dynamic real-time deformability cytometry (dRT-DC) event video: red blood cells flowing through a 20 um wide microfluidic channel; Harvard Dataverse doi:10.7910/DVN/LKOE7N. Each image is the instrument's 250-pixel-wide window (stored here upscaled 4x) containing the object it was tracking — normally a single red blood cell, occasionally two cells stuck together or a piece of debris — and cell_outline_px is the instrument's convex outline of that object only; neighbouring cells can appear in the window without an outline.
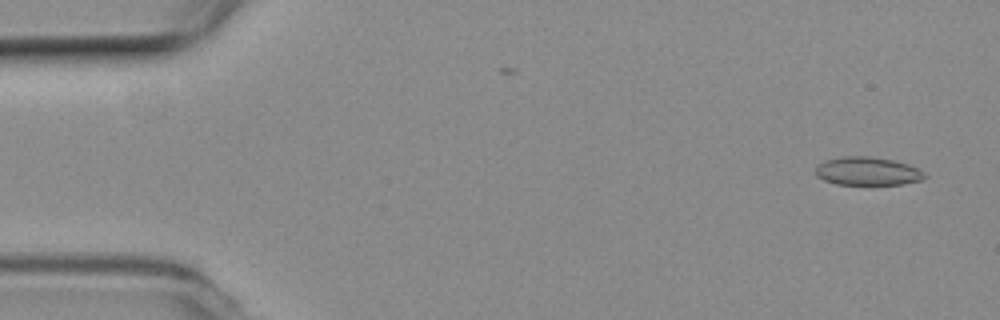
{"species": "common noctule bat (a hibernating species)", "species_latin": "Nyctalus noctula", "temperature_condition": "room temperature", "stored_images_in_passage": 53, "camera_frame_rate_fps": 3000, "um_per_image_px": 0.085, "animal": {"sex": "female", "body_mass_g": 19.3, "forearm_length_mm": 54.1}, "frame": {"image": 1, "passage_image": 2, "time_ms": 0.333, "image_size_px": [1000, 320], "cell_outline_px": [[928, 176], [924, 180], [904, 184], [836, 184], [824, 180], [816, 176], [816, 164], [824, 160], [840, 156], [872, 156], [892, 160], [908, 164], [924, 172]], "centroid_in_image_um": [73.73, 14.54], "position_along_channel_um": 11.3, "area_um2": 18.21}}
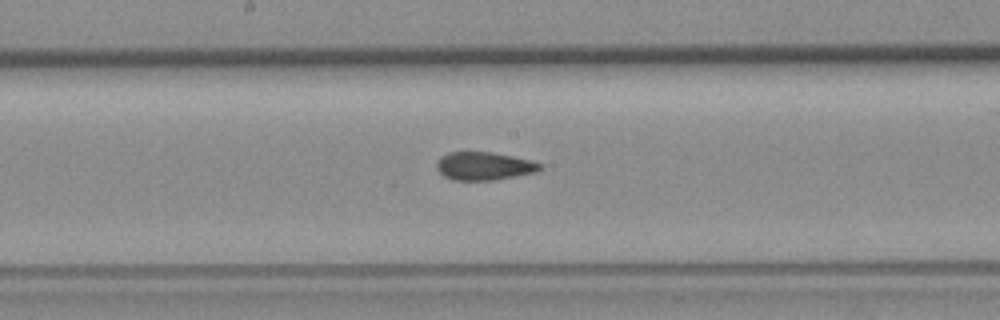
{"frame": {"image": 2, "passage_image": 27, "time_ms": 8.667, "image_size_px": [1000, 320], "cell_outline_px": [[544, 168], [536, 172], [496, 180], [452, 180], [444, 176], [436, 168], [436, 164], [440, 156], [448, 152], [492, 152], [532, 160], [544, 164]], "centroid_in_image_um": [41.18, 14.11], "position_along_channel_um": 207.0, "area_um2": 17.17}}
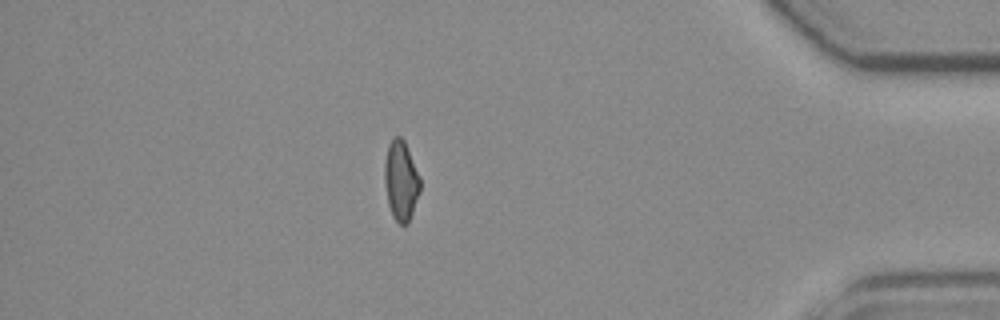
{"frame": {"image": 3, "passage_image": 46, "time_ms": 15.0, "image_size_px": [1000, 320], "cell_outline_px": [[420, 192], [408, 224], [400, 224], [392, 216], [388, 204], [384, 180], [384, 164], [388, 144], [396, 136], [400, 136], [404, 140], [420, 176]], "centroid_in_image_um": [34.08, 15.36], "position_along_channel_um": 401.1, "area_um2": 16.59}, "authors_computed_cell_mechanics": {"area_um2": 17.3978, "velocity_mm_per_s": 3.7762, "shape_relaxation_time_tau1_ms": 6.4361, "shape_relaxation_time_tau2_ms": 1.4969, "deformation_change_tau1": 0.1464, "deformation_change_tau2": 0.0853}}